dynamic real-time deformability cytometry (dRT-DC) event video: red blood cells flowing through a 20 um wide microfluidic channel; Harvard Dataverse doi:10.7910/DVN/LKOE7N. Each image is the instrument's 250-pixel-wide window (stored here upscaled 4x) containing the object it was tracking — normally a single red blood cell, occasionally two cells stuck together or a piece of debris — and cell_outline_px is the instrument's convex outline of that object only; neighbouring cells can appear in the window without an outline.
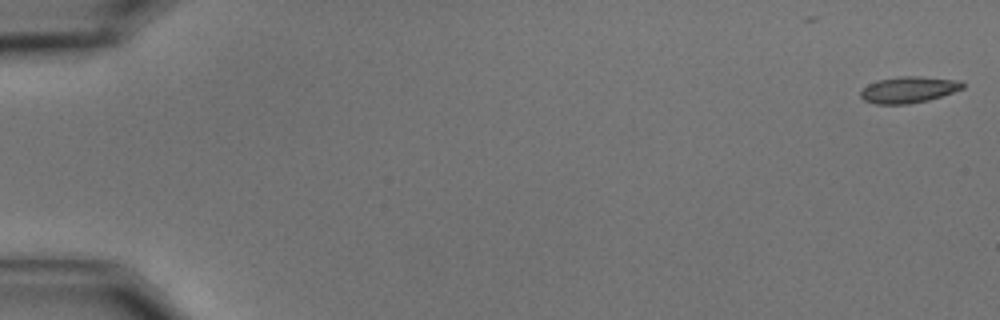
{"species": "common noctule bat (a hibernating species)", "species_latin": "Nyctalus noctula", "temperature_condition": "cold", "stored_images_in_passage": 8, "camera_frame_rate_fps": 3000, "um_per_image_px": 0.085, "animal": {"sex": "male", "body_mass_g": 15.6}, "frame": {"image": 1, "passage_image": 1, "time_ms": 0.0, "image_size_px": [1000, 320], "cell_outline_px": [[964, 88], [928, 100], [908, 104], [876, 104], [864, 100], [860, 96], [860, 92], [868, 84], [880, 80], [900, 76], [920, 76], [960, 80], [964, 84]], "centroid_in_image_um": [77.24, 7.62], "position_along_channel_um": 7.8, "area_um2": 15.55}}